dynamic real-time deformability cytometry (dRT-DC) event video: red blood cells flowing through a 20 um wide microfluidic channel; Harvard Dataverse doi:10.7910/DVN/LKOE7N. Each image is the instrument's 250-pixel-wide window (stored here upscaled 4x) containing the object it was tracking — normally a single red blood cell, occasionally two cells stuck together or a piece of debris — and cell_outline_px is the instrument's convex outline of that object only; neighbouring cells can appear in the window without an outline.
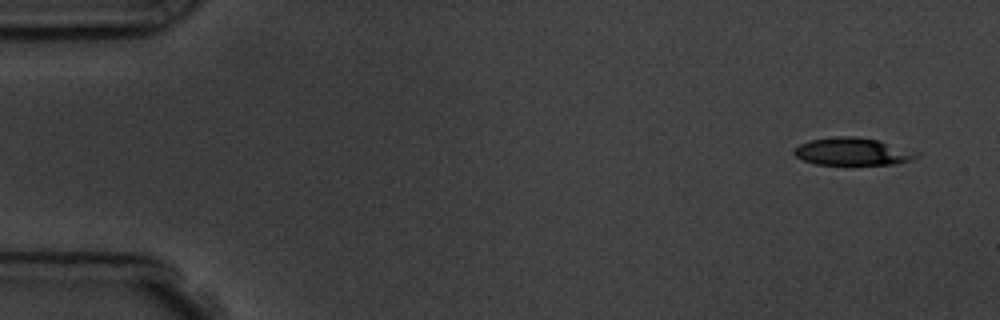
{"species": "common noctule bat (a hibernating species)", "species_latin": "Nyctalus noctula", "temperature_condition": "room temperature", "stored_images_in_passage": 5, "camera_frame_rate_fps": 3000, "um_per_image_px": 0.085, "animal": {"sex": "male", "body_mass_g": 19.5, "forearm_length_mm": 54.6}, "frame": {"image": 1, "passage_image": 1, "time_ms": 0.0, "image_size_px": [1000, 320], "cell_outline_px": [[920, 156], [912, 160], [896, 164], [816, 164], [804, 160], [796, 156], [792, 152], [792, 148], [800, 144], [812, 140], [836, 136], [856, 136], [876, 140], [920, 152]], "centroid_in_image_um": [72.48, 12.88], "position_along_channel_um": 12.5, "area_um2": 19.59}}
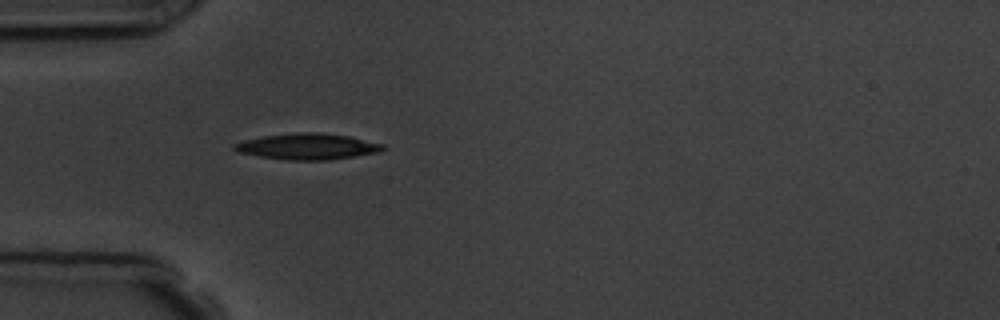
{"frame": {"image": 2, "passage_image": 5, "time_ms": 4.333, "image_size_px": [1000, 320], "cell_outline_px": [[388, 148], [380, 152], [328, 160], [284, 160], [260, 156], [240, 152], [232, 148], [232, 144], [244, 140], [264, 136], [296, 132], [316, 132], [348, 136], [384, 144]], "centroid_in_image_um": [26.16, 12.45], "position_along_channel_um": 58.8, "area_um2": 22.54}}